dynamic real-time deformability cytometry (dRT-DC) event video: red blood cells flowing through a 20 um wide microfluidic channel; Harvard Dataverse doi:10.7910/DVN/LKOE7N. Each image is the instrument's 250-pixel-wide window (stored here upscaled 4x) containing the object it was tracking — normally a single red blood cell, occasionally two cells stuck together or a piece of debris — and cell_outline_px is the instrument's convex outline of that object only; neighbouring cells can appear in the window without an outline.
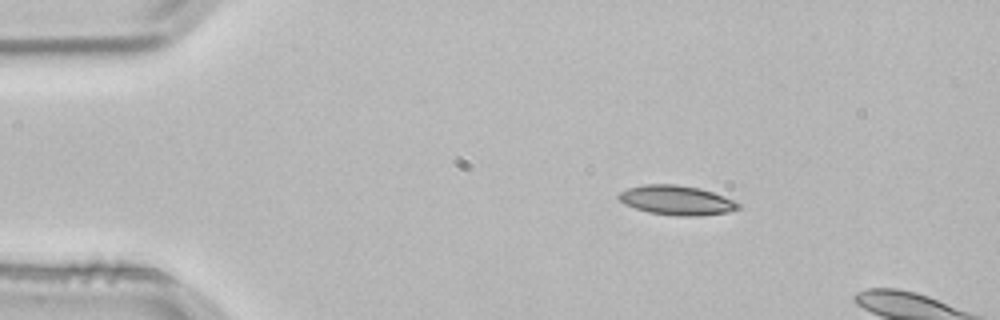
{"species": "common noctule bat (a hibernating species)", "species_latin": "Nyctalus noctula", "temperature_condition": "room temperature", "stored_images_in_passage": 2, "camera_frame_rate_fps": 3000, "um_per_image_px": 0.085, "animal": {"sex": "male", "body_mass_g": 21.5, "forearm_length_mm": 52.0}, "frame": {"image": 1, "passage_image": 1, "time_ms": 0.0, "image_size_px": [1000, 320], "cell_outline_px": [[740, 208], [728, 212], [700, 216], [676, 216], [648, 212], [624, 204], [616, 196], [620, 192], [628, 188], [644, 184], [676, 184], [700, 188], [724, 196], [740, 204]], "centroid_in_image_um": [57.5, 17.02], "position_along_channel_um": 27.5, "area_um2": 20.58}}